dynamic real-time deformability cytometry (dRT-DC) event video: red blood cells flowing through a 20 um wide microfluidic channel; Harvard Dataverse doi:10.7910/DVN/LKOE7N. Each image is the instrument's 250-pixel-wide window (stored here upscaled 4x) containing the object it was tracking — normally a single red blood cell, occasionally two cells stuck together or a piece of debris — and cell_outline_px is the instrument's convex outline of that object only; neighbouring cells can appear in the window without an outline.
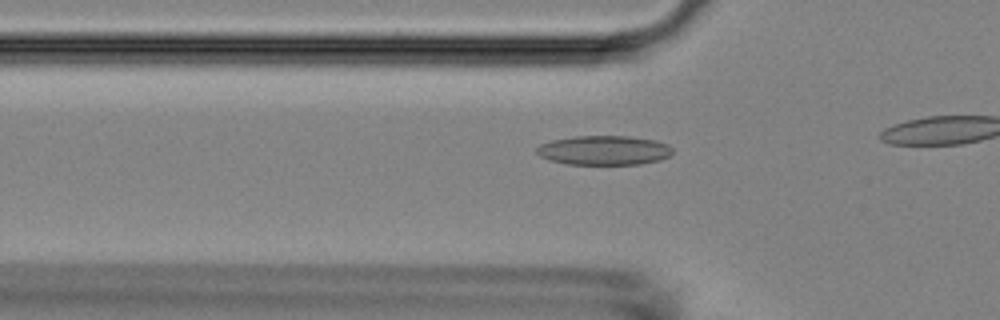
{"species": "Egyptian fruit bat (a non-hibernating species)", "species_latin": "Rousettus aegyptiacus", "temperature_condition": "room temperature", "stored_images_in_passage": 18, "camera_frame_rate_fps": 3000, "um_per_image_px": 0.085, "animal": {"sex": "female"}, "frame": {"image": 1, "passage_image": 13, "time_ms": 4.0, "image_size_px": [1000, 320], "cell_outline_px": [[672, 152], [668, 156], [660, 160], [640, 164], [568, 164], [548, 160], [540, 156], [536, 152], [536, 148], [540, 144], [552, 140], [576, 136], [628, 136], [656, 140], [668, 144], [672, 148]], "centroid_in_image_um": [51.33, 12.77], "position_along_channel_um": 74.5, "area_um2": 23.29}}